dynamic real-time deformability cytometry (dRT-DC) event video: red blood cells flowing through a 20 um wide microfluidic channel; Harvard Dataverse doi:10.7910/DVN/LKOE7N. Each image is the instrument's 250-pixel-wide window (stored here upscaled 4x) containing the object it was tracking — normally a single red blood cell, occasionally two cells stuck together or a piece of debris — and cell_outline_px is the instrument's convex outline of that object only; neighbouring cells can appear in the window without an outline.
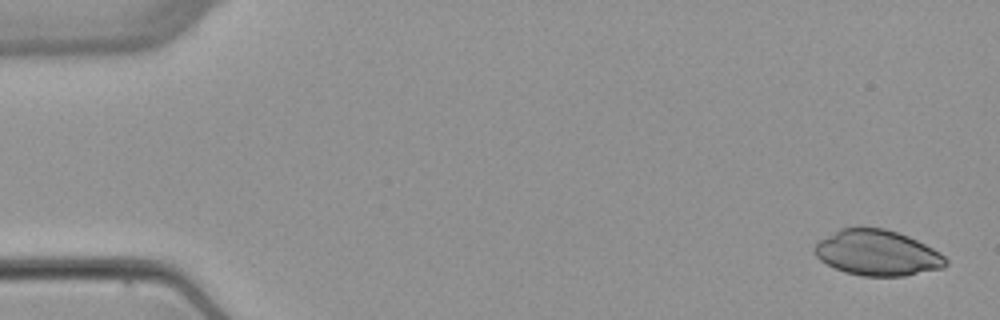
{"species": "common noctule bat (a hibernating species)", "species_latin": "Nyctalus noctula", "temperature_condition": "warm", "stored_images_in_passage": 4, "camera_frame_rate_fps": 3000, "um_per_image_px": 0.085, "animal": {"sex": "female", "body_mass_g": 22.7, "forearm_length_mm": 54.2}, "frame": {"image": 1, "passage_image": 1, "time_ms": 0.0, "image_size_px": [1000, 320], "cell_outline_px": [[948, 264], [944, 268], [904, 276], [860, 276], [844, 272], [820, 260], [812, 252], [812, 248], [816, 240], [840, 228], [860, 224], [884, 228], [908, 236], [940, 252], [948, 260]], "centroid_in_image_um": [74.51, 21.46], "position_along_channel_um": 10.5, "area_um2": 35.72}}